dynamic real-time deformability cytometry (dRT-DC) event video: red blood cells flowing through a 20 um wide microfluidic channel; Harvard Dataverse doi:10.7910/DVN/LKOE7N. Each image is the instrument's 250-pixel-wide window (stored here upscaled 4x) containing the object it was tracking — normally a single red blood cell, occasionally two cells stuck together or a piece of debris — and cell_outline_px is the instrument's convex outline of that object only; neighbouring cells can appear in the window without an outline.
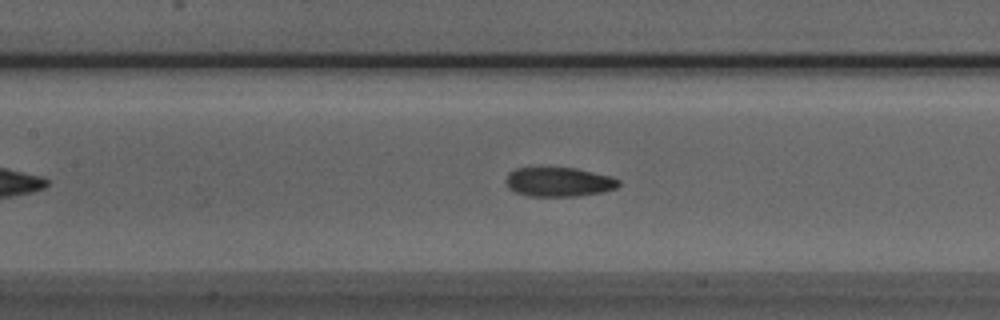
{"species": "Egyptian fruit bat (a non-hibernating species)", "species_latin": "Rousettus aegyptiacus", "temperature_condition": "room temperature", "stored_images_in_passage": 43, "camera_frame_rate_fps": 3000, "um_per_image_px": 0.085, "animal": {"sex": "male"}, "frame": {"image": 1, "passage_image": 16, "time_ms": 5.0, "image_size_px": [1000, 320], "cell_outline_px": [[620, 184], [616, 188], [600, 192], [576, 196], [528, 196], [516, 192], [508, 188], [504, 180], [508, 172], [516, 168], [576, 168], [612, 176], [620, 180]], "centroid_in_image_um": [47.48, 15.46], "position_along_channel_um": 159.9, "area_um2": 19.31}}
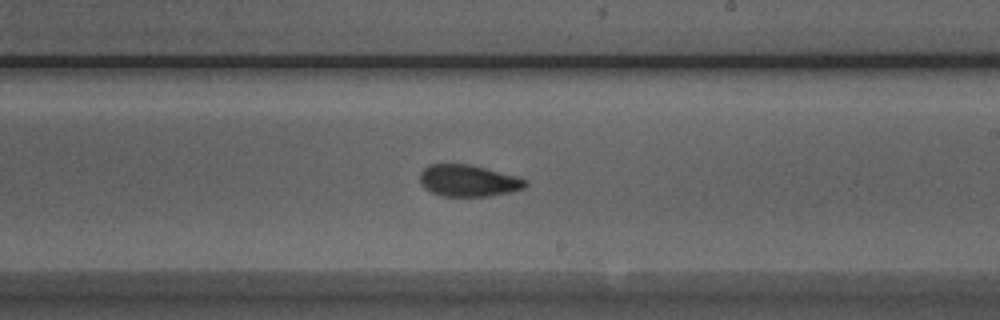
{"frame": {"image": 2, "passage_image": 23, "time_ms": 7.333, "image_size_px": [1000, 320], "cell_outline_px": [[528, 184], [524, 188], [508, 192], [488, 196], [440, 196], [424, 188], [420, 184], [420, 172], [428, 164], [468, 164], [516, 176], [524, 180]], "centroid_in_image_um": [39.75, 15.36], "position_along_channel_um": 249.3, "area_um2": 19.31}}
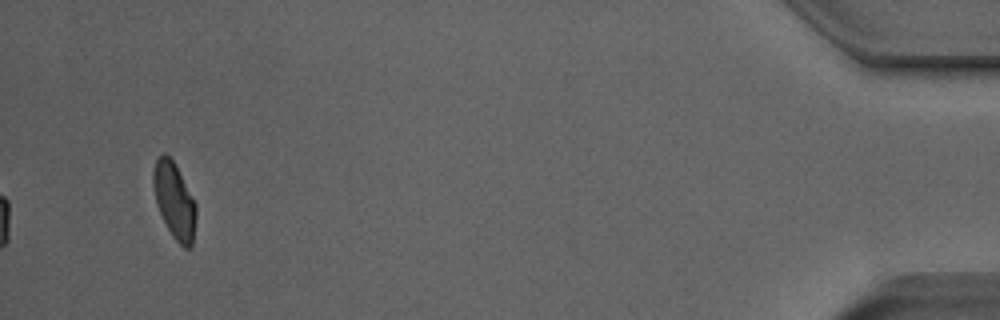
{"frame": {"image": 3, "passage_image": 43, "time_ms": 14.0, "image_size_px": [1000, 320], "cell_outline_px": [[196, 216], [192, 248], [184, 248], [172, 236], [156, 204], [152, 184], [152, 172], [156, 160], [164, 152], [172, 160], [196, 204]], "centroid_in_image_um": [14.81, 17.08], "position_along_channel_um": 420.4, "area_um2": 18.67}, "authors_computed_cell_mechanics": {"area_um2": 19.9988, "velocity_mm_per_s": 3.8458, "shape_relaxation_time_tau1_ms": 5.0964, "shape_relaxation_time_tau2_ms": 2.0516, "deformation_change_tau1": 0.1445, "deformation_change_tau2": 0.0676}}